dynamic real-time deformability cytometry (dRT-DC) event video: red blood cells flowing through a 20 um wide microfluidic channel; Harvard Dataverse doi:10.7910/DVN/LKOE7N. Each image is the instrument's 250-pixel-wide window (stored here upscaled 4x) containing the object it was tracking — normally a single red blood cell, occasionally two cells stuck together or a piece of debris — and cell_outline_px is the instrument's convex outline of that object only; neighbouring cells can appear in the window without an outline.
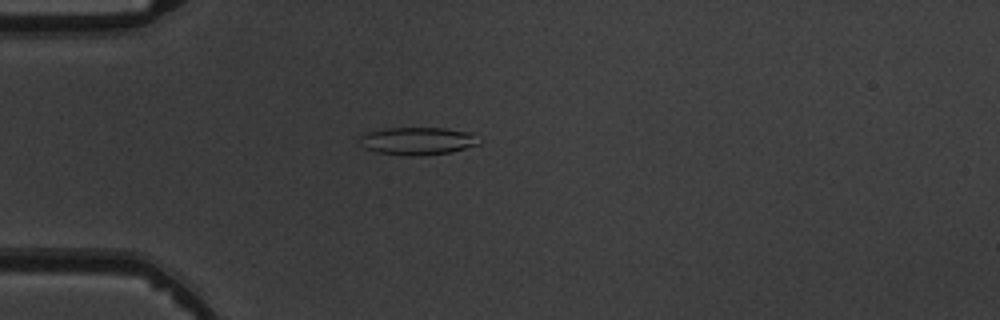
{"species": "common noctule bat (a hibernating species)", "species_latin": "Nyctalus noctula", "temperature_condition": "warm", "stored_images_in_passage": 4, "camera_frame_rate_fps": 3000, "um_per_image_px": 0.085, "animal": {"sex": "male", "body_mass_g": 19.5, "forearm_length_mm": 54.6}, "frame": {"image": 1, "passage_image": 4, "time_ms": 4.333, "image_size_px": [1000, 320], "cell_outline_px": [[484, 140], [480, 144], [452, 152], [424, 156], [408, 156], [376, 152], [364, 148], [356, 144], [360, 136], [368, 132], [388, 128], [444, 128], [472, 132]], "centroid_in_image_um": [35.53, 11.99], "position_along_channel_um": 49.5, "area_um2": 19.83}}